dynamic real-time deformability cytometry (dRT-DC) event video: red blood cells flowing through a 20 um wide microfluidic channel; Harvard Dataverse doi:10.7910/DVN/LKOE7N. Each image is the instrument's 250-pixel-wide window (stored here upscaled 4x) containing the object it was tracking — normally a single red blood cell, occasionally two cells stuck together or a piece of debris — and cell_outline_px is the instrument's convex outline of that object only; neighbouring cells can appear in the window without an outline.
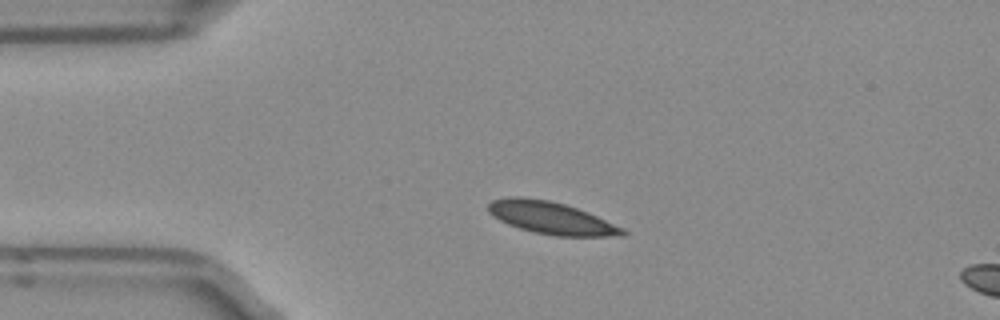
{"species": "Egyptian fruit bat (a non-hibernating species)", "species_latin": "Rousettus aegyptiacus", "temperature_condition": "room temperature", "stored_images_in_passage": 2, "camera_frame_rate_fps": 3000, "um_per_image_px": 0.085, "frame": {"image": 1, "passage_image": 2, "time_ms": 0.333, "image_size_px": [1000, 320], "cell_outline_px": [[628, 232], [624, 236], [556, 236], [532, 232], [508, 224], [492, 216], [488, 212], [488, 204], [492, 200], [512, 196], [520, 196], [548, 200], [564, 204], [588, 212], [624, 228]], "centroid_in_image_um": [46.85, 18.53], "position_along_channel_um": 38.1, "area_um2": 25.32}}